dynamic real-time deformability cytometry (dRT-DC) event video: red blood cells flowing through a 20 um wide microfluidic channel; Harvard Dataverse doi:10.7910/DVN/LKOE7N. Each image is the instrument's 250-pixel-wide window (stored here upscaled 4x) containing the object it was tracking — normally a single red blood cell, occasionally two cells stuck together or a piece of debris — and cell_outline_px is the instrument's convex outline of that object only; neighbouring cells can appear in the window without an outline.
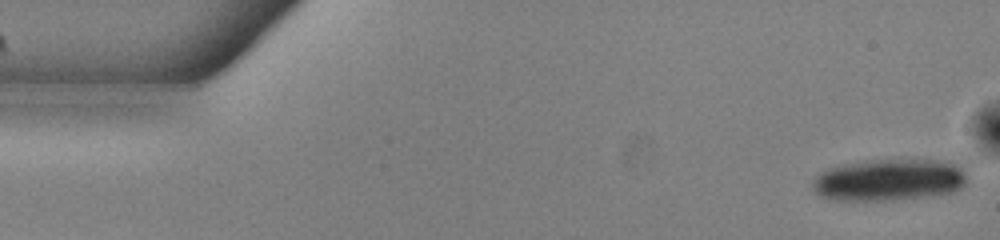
{"species": "common noctule bat (a hibernating species)", "species_latin": "Nyctalus noctula", "temperature_condition": "warm", "stored_images_in_passage": 16, "camera_frame_rate_fps": 3000, "um_per_image_px": 0.085, "animal": {"sex": "male", "body_mass_g": 13.0, "forearm_length_mm": 53.1}, "frame": {"image": 1, "passage_image": 1, "time_ms": 0.0, "image_size_px": [1000, 240], "cell_outline_px": [[968, 180], [960, 188], [952, 192], [932, 196], [896, 200], [828, 200], [820, 196], [812, 188], [812, 180], [820, 172], [828, 168], [844, 164], [872, 160], [948, 160], [960, 164], [964, 168]], "centroid_in_image_um": [75.6, 15.29], "position_along_channel_um": 9.4, "area_um2": 38.26}}